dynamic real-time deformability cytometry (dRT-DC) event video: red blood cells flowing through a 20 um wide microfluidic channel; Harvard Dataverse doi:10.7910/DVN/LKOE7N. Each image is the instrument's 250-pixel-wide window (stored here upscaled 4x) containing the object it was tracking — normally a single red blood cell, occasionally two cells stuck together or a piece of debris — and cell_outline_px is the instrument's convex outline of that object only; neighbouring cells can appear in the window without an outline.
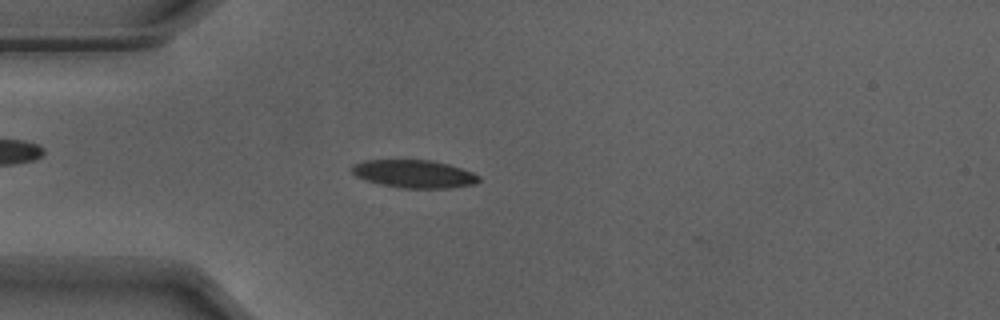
{"species": "Egyptian fruit bat (a non-hibernating species)", "species_latin": "Rousettus aegyptiacus", "temperature_condition": "warm", "stored_images_in_passage": 47, "camera_frame_rate_fps": 3000, "um_per_image_px": 0.085, "animal": {"sex": "male"}, "frame": {"image": 1, "passage_image": 14, "time_ms": 4.333, "image_size_px": [1000, 320], "cell_outline_px": [[480, 180], [476, 184], [452, 188], [404, 188], [380, 184], [356, 176], [352, 172], [352, 164], [364, 160], [432, 160], [448, 164], [472, 172], [480, 176]], "centroid_in_image_um": [35.22, 14.78], "position_along_channel_um": 49.8, "area_um2": 20.63}}
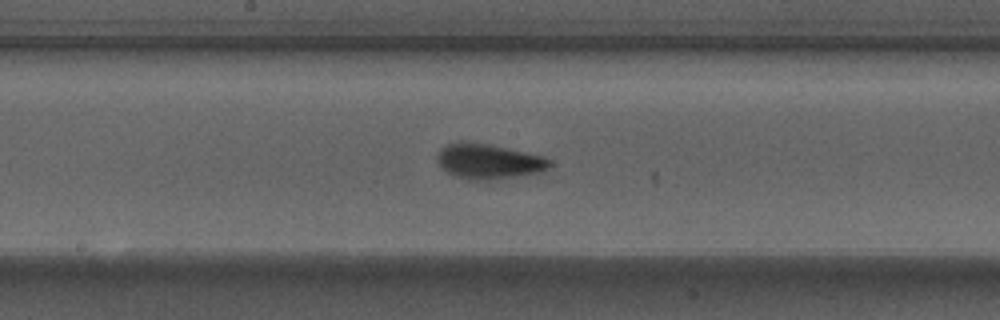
{"frame": {"image": 2, "passage_image": 27, "time_ms": 8.667, "image_size_px": [1000, 320], "cell_outline_px": [[552, 164], [548, 168], [540, 172], [516, 176], [488, 180], [468, 180], [456, 176], [448, 172], [436, 160], [436, 152], [440, 148], [448, 144], [460, 140], [464, 140], [488, 144], [544, 156]], "centroid_in_image_um": [41.48, 13.7], "position_along_channel_um": 206.7, "area_um2": 23.0}}
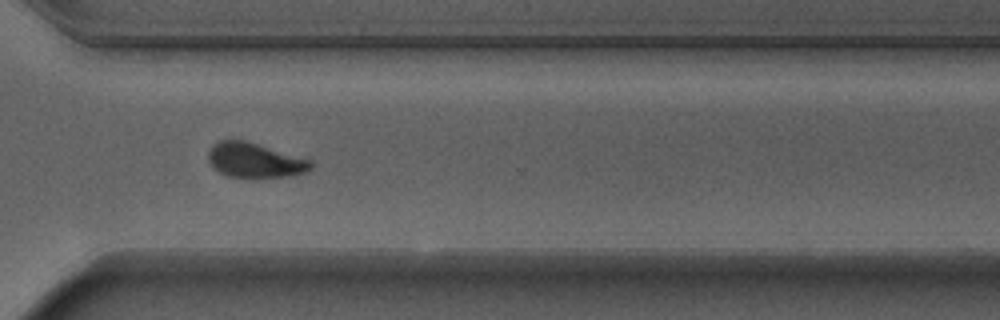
{"frame": {"image": 3, "passage_image": 38, "time_ms": 12.333, "image_size_px": [1000, 320], "cell_outline_px": [[312, 168], [304, 172], [288, 176], [256, 180], [252, 180], [228, 176], [212, 168], [208, 160], [208, 152], [212, 144], [220, 140], [244, 140], [312, 160]], "centroid_in_image_um": [21.63, 13.66], "position_along_channel_um": 349.0, "area_um2": 21.33}, "authors_computed_cell_mechanics": {"area_um2": 20.808, "velocity_mm_per_s": 3.8818, "shape_relaxation_time_tau1_ms": 3.2274, "shape_relaxation_time_tau2_ms": 1.5819, "deformation_change_tau1": 0.1386, "deformation_change_tau2": 0.0794}}